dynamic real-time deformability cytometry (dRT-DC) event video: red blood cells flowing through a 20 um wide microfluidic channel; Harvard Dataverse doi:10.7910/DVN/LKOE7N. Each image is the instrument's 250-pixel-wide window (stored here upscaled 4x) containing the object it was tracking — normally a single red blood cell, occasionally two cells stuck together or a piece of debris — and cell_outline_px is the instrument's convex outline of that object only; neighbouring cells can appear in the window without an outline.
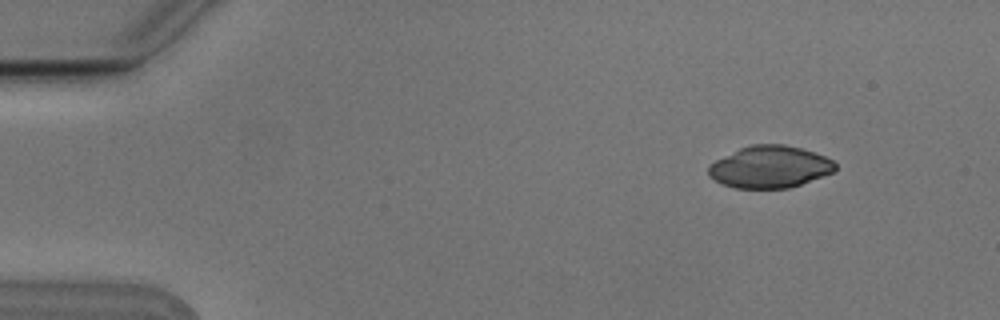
{"species": "Egyptian fruit bat (a non-hibernating species)", "species_latin": "Rousettus aegyptiacus", "temperature_condition": "cold", "stored_images_in_passage": 5, "camera_frame_rate_fps": 3000, "um_per_image_px": 0.085, "animal": {"sex": "male"}, "frame": {"image": 1, "passage_image": 1, "time_ms": 0.0, "image_size_px": [1000, 320], "cell_outline_px": [[836, 168], [832, 172], [800, 184], [788, 188], [736, 188], [720, 184], [708, 176], [708, 164], [740, 148], [752, 144], [784, 144], [800, 148], [824, 156], [832, 160], [836, 164]], "centroid_in_image_um": [65.38, 14.19], "position_along_channel_um": 19.6, "area_um2": 30.87}}